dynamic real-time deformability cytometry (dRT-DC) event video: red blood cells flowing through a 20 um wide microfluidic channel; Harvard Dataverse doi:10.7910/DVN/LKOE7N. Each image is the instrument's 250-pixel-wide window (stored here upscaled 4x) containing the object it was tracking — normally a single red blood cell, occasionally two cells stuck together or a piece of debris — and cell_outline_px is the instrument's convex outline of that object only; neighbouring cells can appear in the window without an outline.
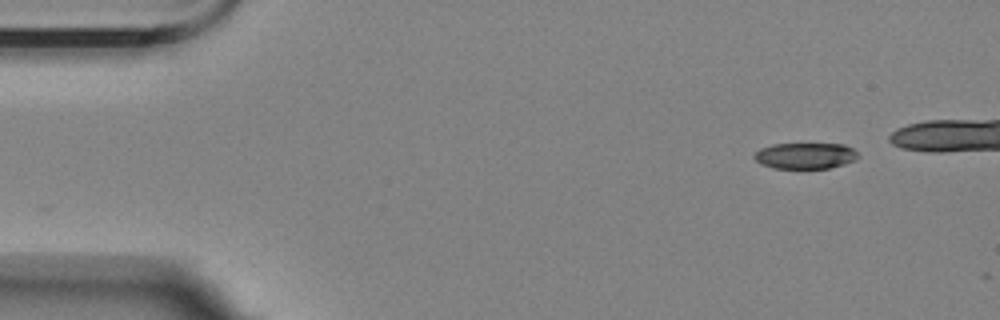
{"species": "Egyptian fruit bat (a non-hibernating species)", "species_latin": "Rousettus aegyptiacus", "temperature_condition": "room temperature", "stored_images_in_passage": 4, "camera_frame_rate_fps": 3000, "um_per_image_px": 0.085, "animal": {"sex": "female"}, "frame": {"image": 1, "passage_image": 1, "time_ms": 0.0, "image_size_px": [1000, 320], "cell_outline_px": [[860, 156], [856, 160], [844, 164], [828, 168], [772, 168], [760, 164], [752, 156], [760, 148], [772, 144], [844, 144], [852, 148]], "centroid_in_image_um": [68.44, 13.24], "position_along_channel_um": 16.6, "area_um2": 15.84}}